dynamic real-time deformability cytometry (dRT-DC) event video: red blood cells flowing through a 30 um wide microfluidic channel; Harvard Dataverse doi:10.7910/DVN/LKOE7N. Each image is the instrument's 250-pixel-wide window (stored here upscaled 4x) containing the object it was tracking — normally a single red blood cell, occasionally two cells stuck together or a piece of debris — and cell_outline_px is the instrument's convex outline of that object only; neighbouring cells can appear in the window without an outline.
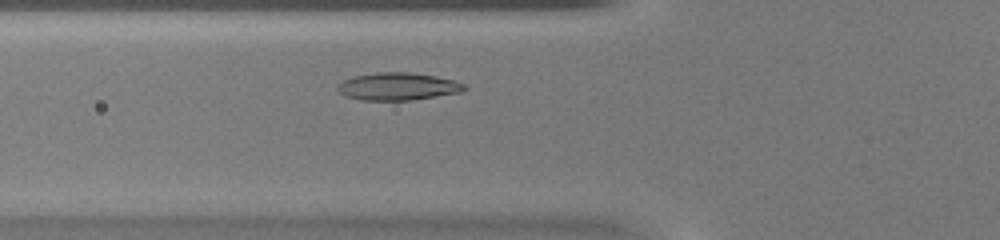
{"species": "common noctule bat (a hibernating species)", "species_latin": "Nyctalus noctula", "temperature_condition": "warm", "stored_images_in_passage": 30, "camera_frame_rate_fps": 3000, "um_per_image_px": 0.085, "animal": {"sex": "female", "body_mass_g": 20.0, "forearm_length_mm": 54.0}, "frame": {"image": 1, "passage_image": 6, "time_ms": 1.667, "image_size_px": [1000, 240], "cell_outline_px": [[468, 88], [460, 92], [412, 100], [360, 100], [344, 96], [336, 88], [336, 84], [344, 80], [356, 76], [376, 72], [408, 72], [436, 76], [452, 80], [464, 84]], "centroid_in_image_um": [33.78, 7.35], "position_along_channel_um": 92.0, "area_um2": 20.29}}
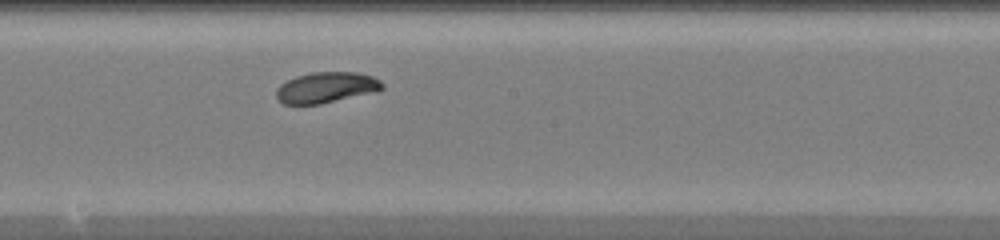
{"frame": {"image": 2, "passage_image": 15, "time_ms": 4.667, "image_size_px": [1000, 240], "cell_outline_px": [[384, 88], [376, 92], [320, 104], [284, 104], [276, 96], [276, 88], [280, 84], [296, 76], [312, 72], [356, 72], [372, 76], [380, 80], [384, 84]], "centroid_in_image_um": [27.75, 7.43], "position_along_channel_um": 220.4, "area_um2": 19.07}}
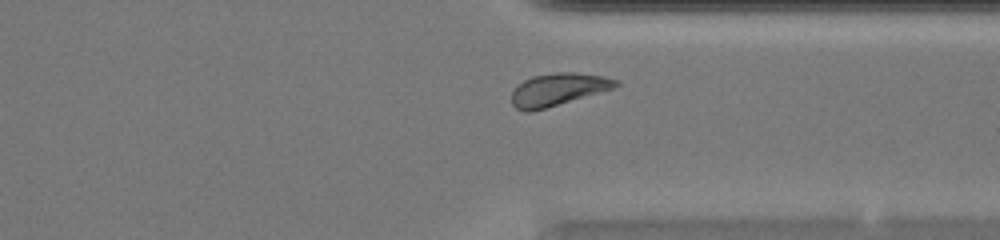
{"frame": {"image": 3, "passage_image": 25, "time_ms": 8.0, "image_size_px": [1000, 240], "cell_outline_px": [[620, 84], [612, 88], [532, 112], [524, 112], [516, 108], [512, 104], [512, 92], [524, 80], [532, 76], [556, 72], [576, 72], [604, 76], [620, 80]], "centroid_in_image_um": [47.42, 7.59], "position_along_channel_um": 364.0, "area_um2": 19.48}}